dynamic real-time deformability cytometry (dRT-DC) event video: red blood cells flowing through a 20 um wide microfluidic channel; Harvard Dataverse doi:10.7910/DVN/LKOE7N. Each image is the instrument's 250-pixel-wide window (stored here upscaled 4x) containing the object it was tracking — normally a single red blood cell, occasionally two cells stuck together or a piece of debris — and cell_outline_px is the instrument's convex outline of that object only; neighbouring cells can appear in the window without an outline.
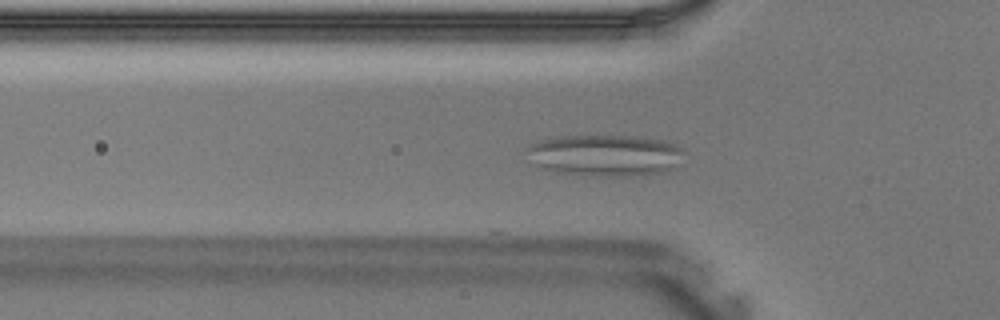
{"species": "Egyptian fruit bat (a non-hibernating species)", "species_latin": "Rousettus aegyptiacus", "temperature_condition": "warm", "stored_images_in_passage": 31, "camera_frame_rate_fps": 3000, "um_per_image_px": 0.085, "animal": {"sex": "male"}, "frame": {"image": 1, "passage_image": 2, "time_ms": 0.333, "image_size_px": [1000, 320], "cell_outline_px": [[684, 152], [676, 168], [664, 172], [648, 176], [584, 176], [556, 172], [540, 168], [536, 164], [524, 148], [540, 140], [556, 136], [640, 136], [664, 140], [684, 148]], "centroid_in_image_um": [51.49, 13.22], "position_along_channel_um": 74.3, "area_um2": 38.78}}
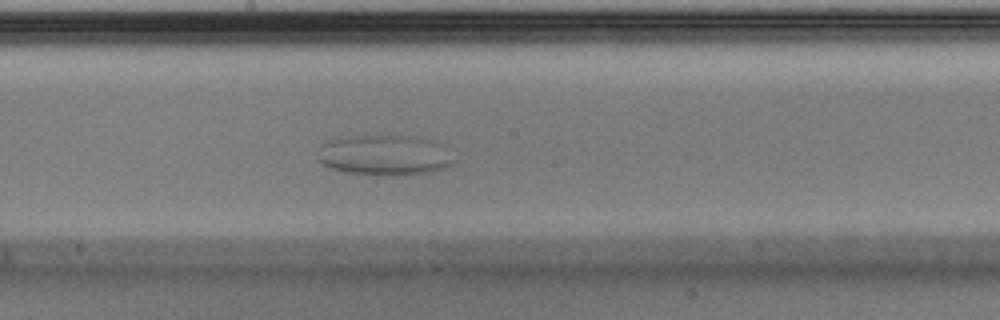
{"frame": {"image": 2, "passage_image": 11, "time_ms": 3.333, "image_size_px": [1000, 320], "cell_outline_px": [[456, 160], [444, 168], [432, 172], [396, 176], [348, 172], [332, 168], [324, 164], [320, 160], [324, 144], [328, 140], [356, 136], [416, 136], [424, 140]], "centroid_in_image_um": [32.65, 13.22], "position_along_channel_um": 215.6, "area_um2": 30.46}}
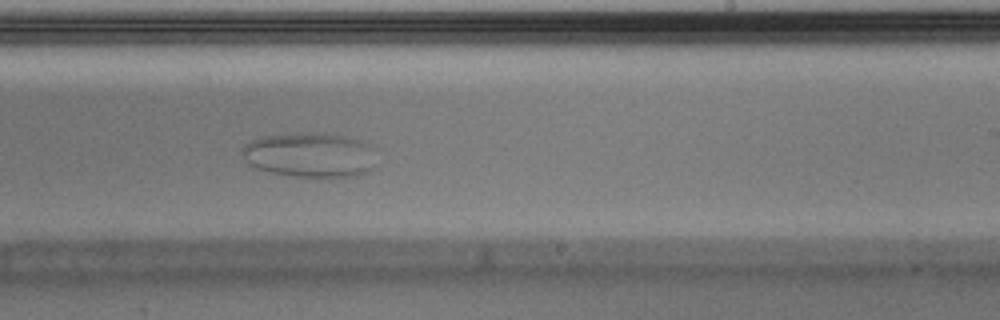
{"frame": {"image": 3, "passage_image": 14, "time_ms": 4.333, "image_size_px": [1000, 320], "cell_outline_px": [[372, 168], [368, 172], [356, 176], [316, 180], [272, 172], [256, 168], [248, 164], [244, 156], [244, 144], [248, 140], [264, 136], [304, 132], [316, 132], [344, 136], [360, 140], [372, 144]], "centroid_in_image_um": [26.35, 13.2], "position_along_channel_um": 262.6, "area_um2": 35.66}}